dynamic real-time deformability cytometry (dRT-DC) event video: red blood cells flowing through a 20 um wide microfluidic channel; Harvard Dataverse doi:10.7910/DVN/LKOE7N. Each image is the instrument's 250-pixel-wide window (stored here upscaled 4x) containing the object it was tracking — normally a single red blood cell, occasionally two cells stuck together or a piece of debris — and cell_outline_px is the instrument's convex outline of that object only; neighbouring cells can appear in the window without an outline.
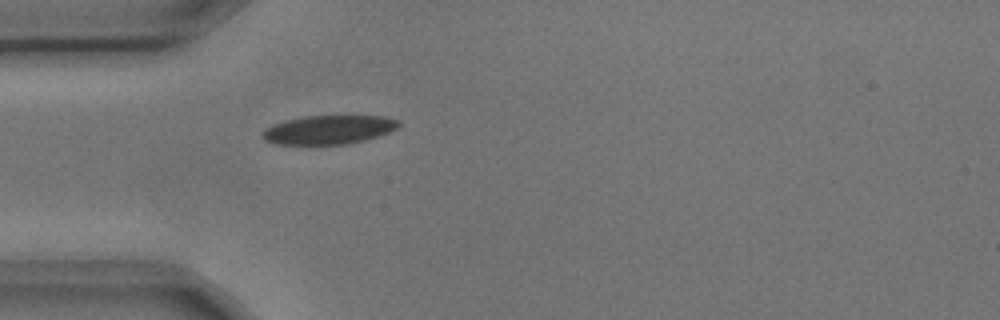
{"species": "common noctule bat (a hibernating species)", "species_latin": "Nyctalus noctula", "temperature_condition": "cold", "stored_images_in_passage": 1, "camera_frame_rate_fps": 3000, "um_per_image_px": 0.085, "animal": {"sex": "male", "body_mass_g": 17.9, "forearm_length_mm": 54.2}, "frame": {"image": 1, "passage_image": 1, "time_ms": 0.0, "image_size_px": [1000, 320], "cell_outline_px": [[400, 124], [396, 128], [388, 132], [364, 140], [348, 144], [272, 144], [264, 140], [260, 136], [264, 128], [272, 124], [304, 116], [384, 116], [400, 120]], "centroid_in_image_um": [27.89, 11.03], "position_along_channel_um": 57.1, "area_um2": 22.89}}